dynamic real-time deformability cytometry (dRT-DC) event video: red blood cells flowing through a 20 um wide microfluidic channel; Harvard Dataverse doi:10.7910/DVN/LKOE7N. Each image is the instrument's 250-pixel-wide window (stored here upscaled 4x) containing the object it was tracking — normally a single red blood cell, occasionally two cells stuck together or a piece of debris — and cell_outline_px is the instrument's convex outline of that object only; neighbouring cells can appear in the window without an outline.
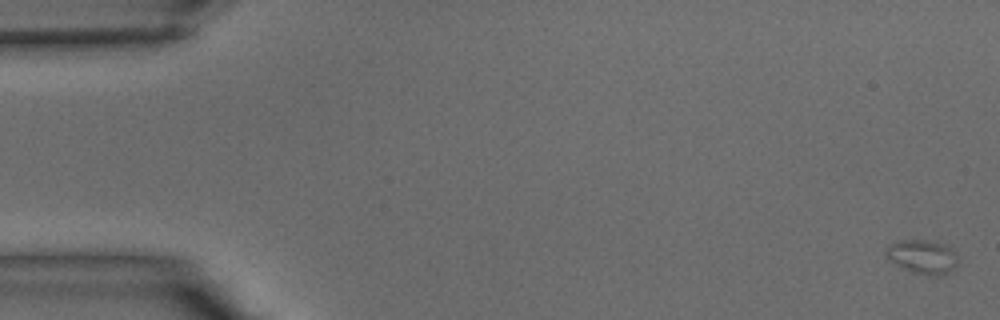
{"species": "common noctule bat (a hibernating species)", "species_latin": "Nyctalus noctula", "temperature_condition": "warm", "stored_images_in_passage": 31, "camera_frame_rate_fps": 3000, "um_per_image_px": 0.085, "animal": {"sex": "male", "body_mass_g": 15.6}, "frame": {"image": 1, "passage_image": 1, "time_ms": 0.0, "image_size_px": [1000, 320], "cell_outline_px": [[960, 260], [948, 272], [940, 276], [928, 276], [912, 272], [904, 268], [892, 260], [884, 252], [884, 248], [888, 244], [896, 240], [928, 240], [944, 244]], "centroid_in_image_um": [78.38, 21.81], "position_along_channel_um": 6.6, "area_um2": 14.1}}